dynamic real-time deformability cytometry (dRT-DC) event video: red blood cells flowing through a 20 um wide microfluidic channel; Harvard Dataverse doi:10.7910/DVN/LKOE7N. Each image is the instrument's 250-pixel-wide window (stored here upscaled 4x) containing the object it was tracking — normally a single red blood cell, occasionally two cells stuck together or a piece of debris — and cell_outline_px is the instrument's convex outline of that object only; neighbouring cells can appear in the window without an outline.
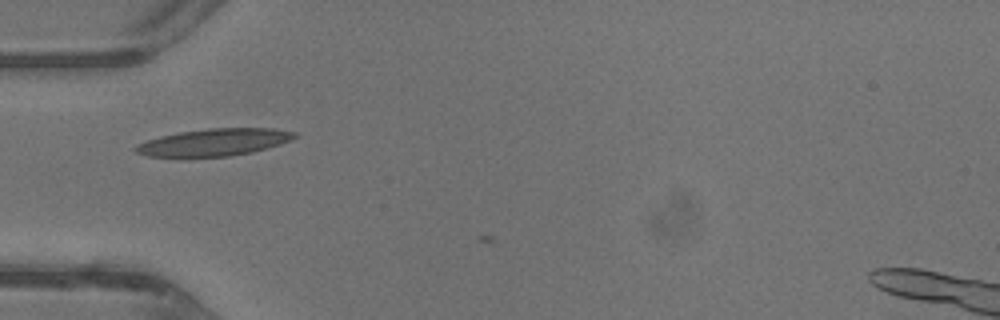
{"species": "common noctule bat (a hibernating species)", "species_latin": "Nyctalus noctula", "temperature_condition": "warm", "stored_images_in_passage": 2, "camera_frame_rate_fps": 3000, "um_per_image_px": 0.085, "animal": {"sex": "male", "body_mass_g": 13.3}, "frame": {"image": 1, "passage_image": 1, "time_ms": 0.0, "image_size_px": [1000, 320], "cell_outline_px": [[300, 136], [280, 144], [268, 148], [252, 152], [228, 156], [188, 160], [148, 156], [136, 152], [132, 148], [148, 140], [160, 136], [180, 132], [208, 128], [272, 128], [296, 132]], "centroid_in_image_um": [18.16, 12.13], "position_along_channel_um": 66.8, "area_um2": 26.07}}